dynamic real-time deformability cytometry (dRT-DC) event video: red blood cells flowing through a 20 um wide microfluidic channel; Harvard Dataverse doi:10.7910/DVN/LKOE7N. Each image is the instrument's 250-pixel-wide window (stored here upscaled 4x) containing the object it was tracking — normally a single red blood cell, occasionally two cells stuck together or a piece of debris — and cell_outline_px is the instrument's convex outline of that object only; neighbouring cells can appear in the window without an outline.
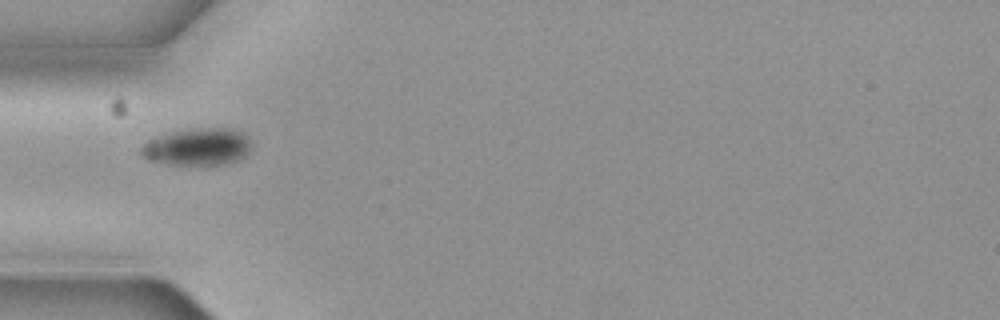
{"species": "common noctule bat (a hibernating species)", "species_latin": "Nyctalus noctula", "temperature_condition": "cold", "stored_images_in_passage": 3, "camera_frame_rate_fps": 3000, "um_per_image_px": 0.085, "animal": {"sex": "female", "body_mass_g": 19.3, "forearm_length_mm": 54.1}, "frame": {"image": 1, "passage_image": 1, "time_ms": 0.0, "image_size_px": [1000, 320], "cell_outline_px": [[252, 148], [244, 156], [236, 160], [220, 164], [168, 164], [148, 160], [140, 152], [140, 148], [148, 140], [172, 132], [192, 128], [232, 128], [244, 132], [248, 136], [252, 144]], "centroid_in_image_um": [16.83, 12.46], "position_along_channel_um": 68.2, "area_um2": 23.81}}
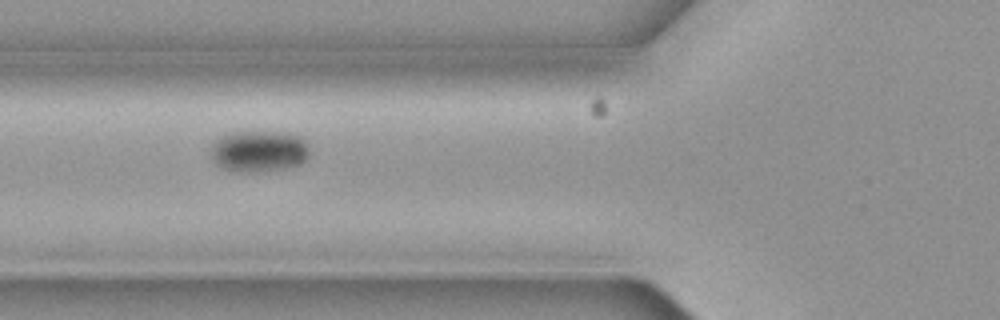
{"frame": {"image": 2, "passage_image": 2, "time_ms": 0.333, "image_size_px": [1000, 320], "cell_outline_px": [[308, 156], [300, 164], [284, 168], [256, 172], [240, 172], [224, 168], [216, 164], [212, 160], [208, 152], [208, 148], [216, 140], [232, 132], [288, 132], [300, 136], [304, 140], [308, 148]], "centroid_in_image_um": [21.97, 12.85], "position_along_channel_um": 103.8, "area_um2": 23.93}}